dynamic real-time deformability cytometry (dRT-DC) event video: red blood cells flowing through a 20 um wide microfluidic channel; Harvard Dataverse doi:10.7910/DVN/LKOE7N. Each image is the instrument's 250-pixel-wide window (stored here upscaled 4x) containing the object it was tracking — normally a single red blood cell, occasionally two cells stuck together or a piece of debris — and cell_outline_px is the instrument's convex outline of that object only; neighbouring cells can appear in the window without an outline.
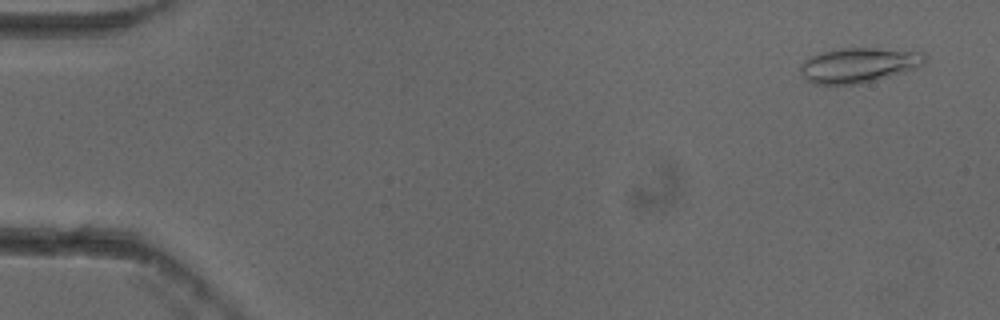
{"species": "common noctule bat (a hibernating species)", "species_latin": "Nyctalus noctula", "temperature_condition": "cold", "stored_images_in_passage": 34, "camera_frame_rate_fps": 3000, "um_per_image_px": 0.085, "animal": {"sex": "female"}, "frame": {"image": 1, "passage_image": 3, "time_ms": 0.667, "image_size_px": [1000, 320], "cell_outline_px": [[928, 56], [924, 64], [916, 68], [904, 72], [876, 80], [860, 84], [812, 84], [800, 76], [800, 64], [808, 56], [820, 52], [836, 48], [876, 48], [924, 52]], "centroid_in_image_um": [72.95, 5.53], "position_along_channel_um": 12.0, "area_um2": 25.84}}
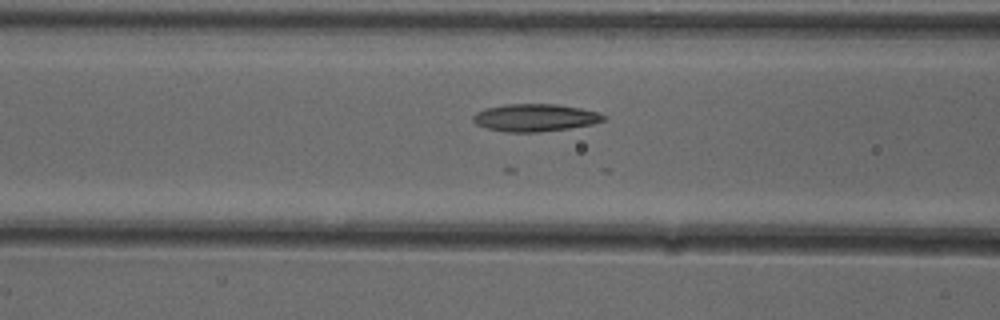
{"frame": {"image": 2, "passage_image": 22, "time_ms": 7.0, "image_size_px": [1000, 320], "cell_outline_px": [[608, 120], [592, 124], [568, 128], [540, 132], [504, 132], [488, 128], [476, 124], [472, 120], [472, 116], [476, 112], [484, 108], [504, 104], [556, 104], [580, 108], [600, 112], [608, 116]], "centroid_in_image_um": [45.5, 9.99], "position_along_channel_um": 121.1, "area_um2": 21.15}}
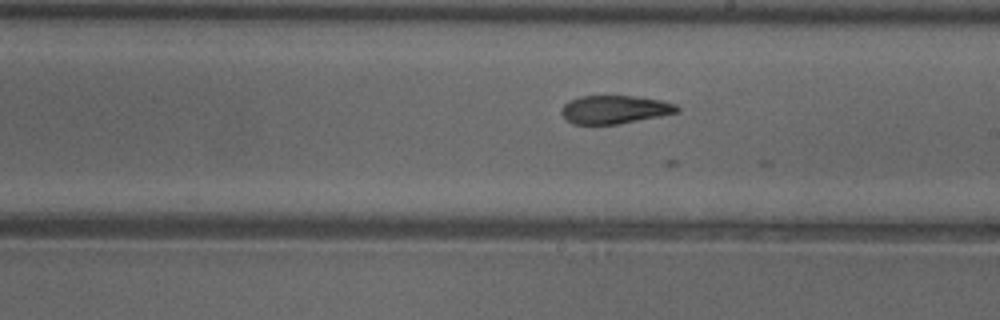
{"frame": {"image": 3, "passage_image": 31, "time_ms": 10.0, "image_size_px": [1000, 320], "cell_outline_px": [[680, 112], [620, 124], [572, 124], [564, 120], [560, 112], [560, 108], [568, 100], [580, 96], [636, 96], [660, 100], [676, 104], [680, 108]], "centroid_in_image_um": [52.21, 9.31], "position_along_channel_um": 236.8, "area_um2": 19.36}}